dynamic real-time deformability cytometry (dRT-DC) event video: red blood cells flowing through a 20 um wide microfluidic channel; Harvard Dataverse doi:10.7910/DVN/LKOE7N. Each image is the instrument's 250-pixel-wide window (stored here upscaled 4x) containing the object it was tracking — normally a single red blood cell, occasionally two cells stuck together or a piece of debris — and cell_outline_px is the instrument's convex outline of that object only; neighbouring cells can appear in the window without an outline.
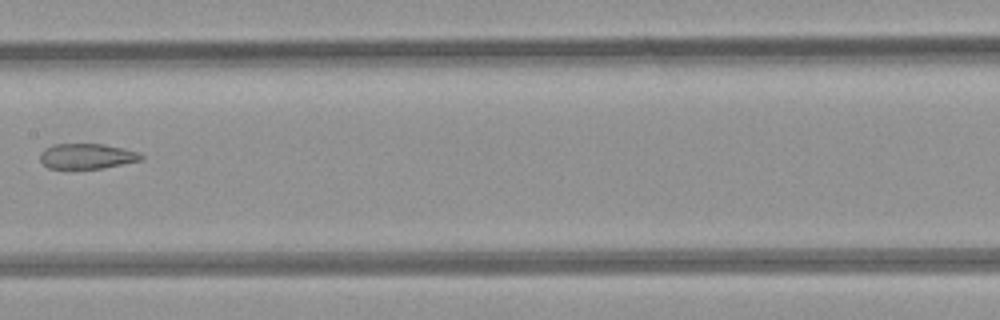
{"species": "common noctule bat (a hibernating species)", "species_latin": "Nyctalus noctula", "temperature_condition": "room temperature", "stored_images_in_passage": 9, "camera_frame_rate_fps": 3000, "um_per_image_px": 0.085, "animal": {"sex": "female", "body_mass_g": 21.9}, "frame": {"image": 1, "passage_image": 8, "time_ms": 9.0, "image_size_px": [1000, 320], "cell_outline_px": [[144, 160], [104, 168], [48, 168], [40, 160], [40, 152], [44, 148], [56, 144], [104, 144], [140, 152], [144, 156]], "centroid_in_image_um": [7.43, 13.27], "position_along_channel_um": 200.0, "area_um2": 14.97}}
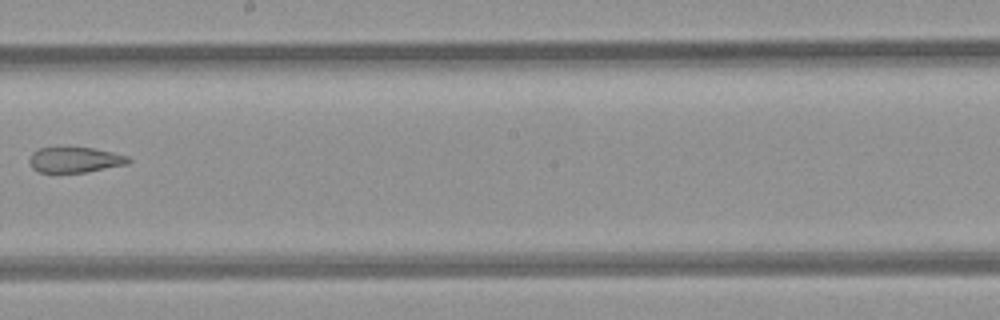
{"frame": {"image": 2, "passage_image": 9, "time_ms": 10.0, "image_size_px": [1000, 320], "cell_outline_px": [[132, 160], [128, 164], [88, 172], [40, 172], [32, 168], [28, 160], [32, 152], [40, 148], [92, 148], [112, 152], [128, 156]], "centroid_in_image_um": [6.39, 13.59], "position_along_channel_um": 241.8, "area_um2": 14.62}}